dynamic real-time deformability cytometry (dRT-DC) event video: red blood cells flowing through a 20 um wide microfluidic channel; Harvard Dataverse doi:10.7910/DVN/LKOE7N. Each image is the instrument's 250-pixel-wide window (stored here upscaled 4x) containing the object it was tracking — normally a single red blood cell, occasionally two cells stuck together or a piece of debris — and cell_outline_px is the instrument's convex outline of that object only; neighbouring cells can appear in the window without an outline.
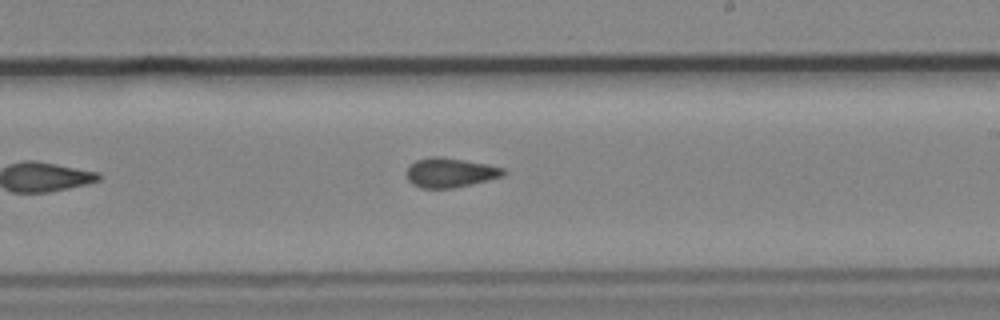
{"species": "common noctule bat (a hibernating species)", "species_latin": "Nyctalus noctula", "temperature_condition": "cold", "stored_images_in_passage": 8, "camera_frame_rate_fps": 3000, "um_per_image_px": 0.085, "animal": {"sex": "male", "body_mass_g": 19.2, "forearm_length_mm": 51.8}, "frame": {"image": 1, "passage_image": 8, "time_ms": 2.333, "image_size_px": [1000, 320], "cell_outline_px": [[508, 172], [504, 176], [472, 184], [452, 188], [420, 188], [412, 184], [408, 180], [404, 172], [408, 164], [416, 160], [432, 156], [444, 156], [504, 168]], "centroid_in_image_um": [38.21, 14.67], "position_along_channel_um": 250.8, "area_um2": 16.94}}